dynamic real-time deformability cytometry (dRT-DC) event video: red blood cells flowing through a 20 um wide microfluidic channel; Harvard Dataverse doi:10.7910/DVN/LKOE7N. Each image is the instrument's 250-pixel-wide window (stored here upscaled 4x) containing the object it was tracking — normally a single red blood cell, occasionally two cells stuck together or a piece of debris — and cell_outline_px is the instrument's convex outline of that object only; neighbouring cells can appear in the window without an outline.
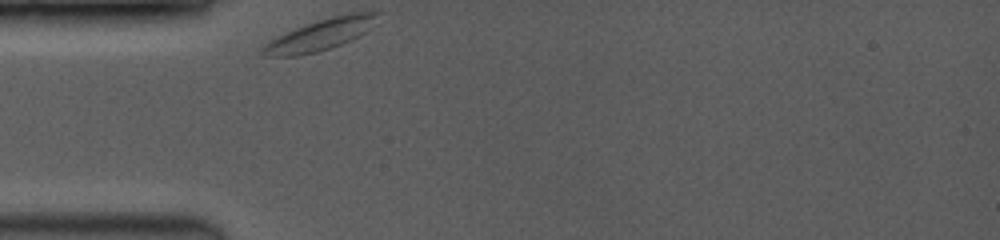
{"species": "common noctule bat (a hibernating species)", "species_latin": "Nyctalus noctula", "temperature_condition": "room temperature", "stored_images_in_passage": 15, "camera_frame_rate_fps": 3500, "um_per_image_px": 0.085, "animal": {"sex": "female", "body_mass_g": 19.0, "forearm_length_mm": 53.3}, "frame": {"image": 1, "passage_image": 1, "time_ms": 0.0, "image_size_px": [1000, 240], "cell_outline_px": [[380, 12], [368, 28], [364, 32], [352, 40], [332, 48], [320, 52], [296, 56], [264, 56], [260, 52], [260, 48], [264, 44], [304, 24], [316, 20], [348, 12]], "centroid_in_image_um": [27.2, 2.96], "position_along_channel_um": 57.8, "area_um2": 20.75}}
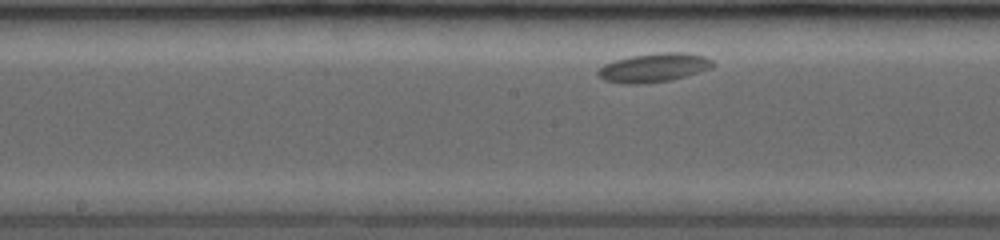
{"frame": {"image": 2, "passage_image": 9, "time_ms": 4.0, "image_size_px": [1000, 240], "cell_outline_px": [[716, 64], [712, 68], [672, 80], [644, 84], [624, 84], [604, 80], [596, 72], [604, 64], [628, 56], [660, 52], [684, 52], [704, 56], [712, 60]], "centroid_in_image_um": [55.6, 5.75], "position_along_channel_um": 192.6, "area_um2": 19.48}}
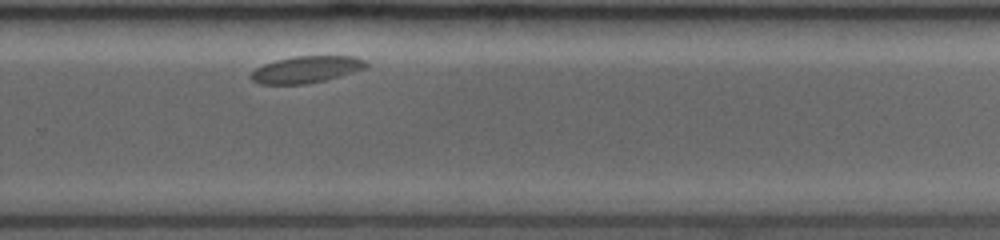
{"frame": {"image": 3, "passage_image": 15, "time_ms": 7.143, "image_size_px": [1000, 240], "cell_outline_px": [[368, 68], [324, 80], [308, 84], [260, 84], [252, 80], [248, 76], [256, 68], [264, 64], [276, 60], [296, 56], [356, 56], [364, 60], [368, 64]], "centroid_in_image_um": [26.04, 5.9], "position_along_channel_um": 303.8, "area_um2": 17.98}}